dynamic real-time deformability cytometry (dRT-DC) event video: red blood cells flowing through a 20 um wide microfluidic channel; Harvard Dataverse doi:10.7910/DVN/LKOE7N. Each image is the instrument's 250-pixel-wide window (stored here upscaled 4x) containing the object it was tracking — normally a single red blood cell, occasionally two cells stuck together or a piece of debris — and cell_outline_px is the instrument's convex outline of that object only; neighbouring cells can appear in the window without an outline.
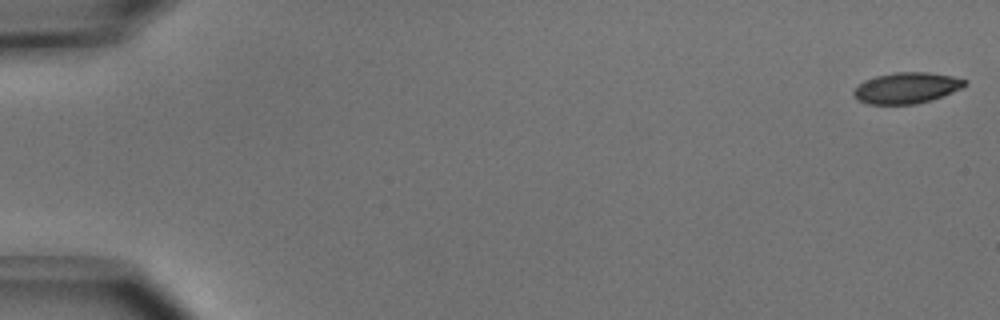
{"species": "common noctule bat (a hibernating species)", "species_latin": "Nyctalus noctula", "temperature_condition": "cold", "stored_images_in_passage": 51, "camera_frame_rate_fps": 3000, "um_per_image_px": 0.085, "animal": {"sex": "male", "body_mass_g": 15.6}, "frame": {"image": 1, "passage_image": 1, "time_ms": 0.0, "image_size_px": [1000, 320], "cell_outline_px": [[968, 84], [952, 92], [932, 100], [916, 104], [868, 104], [856, 100], [852, 92], [864, 80], [876, 76], [896, 72], [928, 72], [952, 76], [968, 80]], "centroid_in_image_um": [77.06, 7.47], "position_along_channel_um": 7.9, "area_um2": 20.11}}
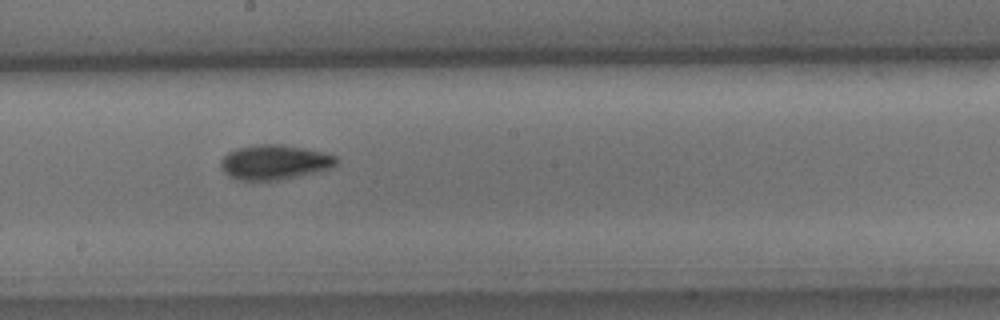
{"frame": {"image": 2, "passage_image": 29, "time_ms": 9.333, "image_size_px": [1000, 320], "cell_outline_px": [[340, 160], [332, 168], [300, 176], [276, 180], [240, 180], [228, 176], [224, 172], [220, 164], [220, 160], [228, 152], [236, 148], [256, 144], [280, 144], [320, 152], [336, 156]], "centroid_in_image_um": [23.31, 13.79], "position_along_channel_um": 224.9, "area_um2": 23.35}}
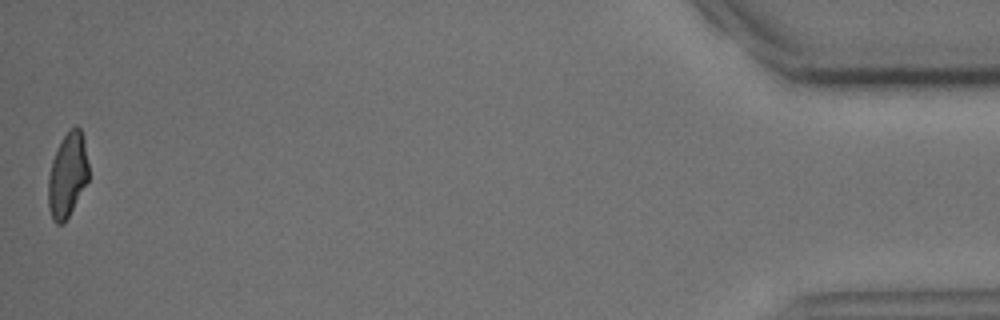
{"frame": {"image": 3, "passage_image": 51, "time_ms": 16.667, "image_size_px": [1000, 320], "cell_outline_px": [[88, 180], [64, 224], [56, 224], [52, 220], [48, 208], [48, 180], [52, 160], [68, 128], [76, 124], [80, 128], [84, 140], [88, 164]], "centroid_in_image_um": [5.73, 14.89], "position_along_channel_um": 429.5, "area_um2": 19.83}, "authors_computed_cell_mechanics": {"area_um2": 21.386, "velocity_mm_per_s": 3.9628, "shape_relaxation_time_tau1_ms": 3.3758, "shape_relaxation_time_tau2_ms": 3.2736, "deformation_change_tau1": 0.1346, "deformation_change_tau2": 0.0828}}